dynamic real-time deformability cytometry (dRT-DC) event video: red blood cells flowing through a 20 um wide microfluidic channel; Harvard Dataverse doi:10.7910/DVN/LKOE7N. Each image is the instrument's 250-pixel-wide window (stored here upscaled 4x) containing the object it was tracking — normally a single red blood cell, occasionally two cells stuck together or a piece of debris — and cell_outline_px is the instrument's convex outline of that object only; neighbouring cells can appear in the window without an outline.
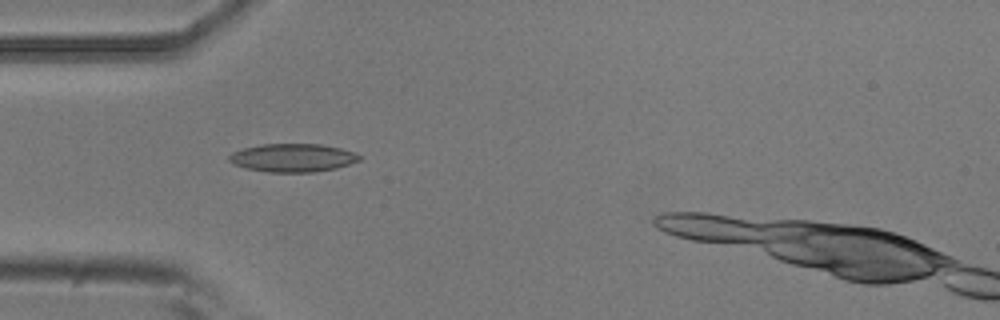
{"species": "common noctule bat (a hibernating species)", "species_latin": "Nyctalus noctula", "temperature_condition": "room temperature", "stored_images_in_passage": 10, "camera_frame_rate_fps": 3000, "um_per_image_px": 0.085, "animal": {"sex": "male", "body_mass_g": 20.5, "forearm_length_mm": 52.5}, "frame": {"image": 1, "passage_image": 4, "time_ms": 4.333, "image_size_px": [1000, 320], "cell_outline_px": [[360, 160], [336, 168], [312, 172], [268, 172], [244, 168], [228, 160], [228, 156], [232, 152], [244, 148], [260, 144], [320, 144], [340, 148], [356, 152], [360, 156]], "centroid_in_image_um": [24.87, 13.41], "position_along_channel_um": 60.1, "area_um2": 21.39}}
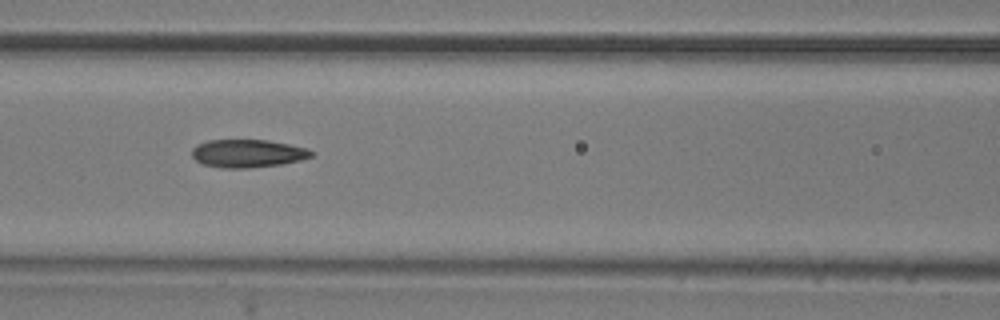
{"frame": {"image": 2, "passage_image": 6, "time_ms": 6.667, "image_size_px": [1000, 320], "cell_outline_px": [[312, 156], [300, 160], [280, 164], [248, 168], [220, 168], [204, 164], [196, 160], [192, 156], [192, 148], [208, 140], [268, 140], [308, 148], [312, 152]], "centroid_in_image_um": [21.05, 13.04], "position_along_channel_um": 145.6, "area_um2": 19.31}}
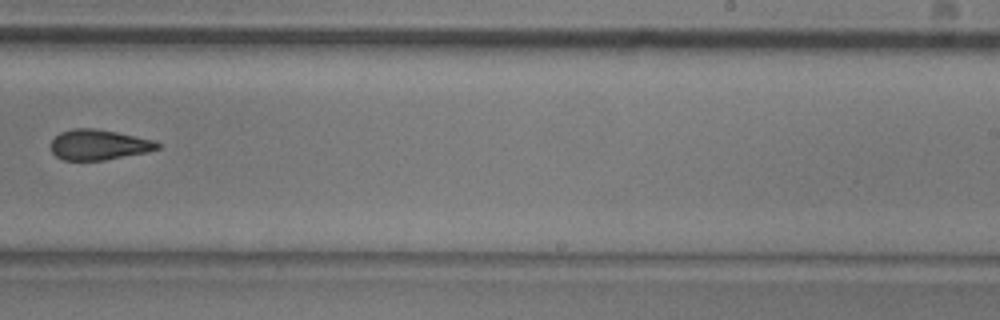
{"frame": {"image": 3, "passage_image": 9, "time_ms": 10.333, "image_size_px": [1000, 320], "cell_outline_px": [[160, 148], [148, 152], [104, 160], [64, 160], [56, 156], [52, 152], [52, 140], [60, 132], [72, 128], [96, 128], [156, 140], [160, 144]], "centroid_in_image_um": [8.42, 12.3], "position_along_channel_um": 280.6, "area_um2": 18.9}}